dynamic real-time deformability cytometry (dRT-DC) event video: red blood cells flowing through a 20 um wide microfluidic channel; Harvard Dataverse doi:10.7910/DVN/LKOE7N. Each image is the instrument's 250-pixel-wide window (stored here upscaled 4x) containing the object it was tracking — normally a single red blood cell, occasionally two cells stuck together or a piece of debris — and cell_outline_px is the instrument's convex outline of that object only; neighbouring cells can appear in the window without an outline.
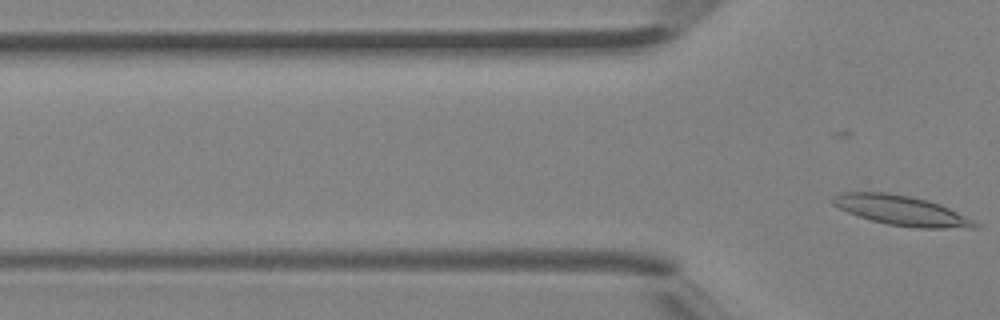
{"species": "Egyptian fruit bat (a non-hibernating species)", "species_latin": "Rousettus aegyptiacus", "temperature_condition": "room temperature", "stored_images_in_passage": 6, "segment_of_instrument_passage": [2, 2], "camera_frame_rate_fps": 3000, "um_per_image_px": 0.085, "animal": {"sex": "female"}, "frame": {"image": 1, "passage_image": 6, "time_ms": 1.667, "image_size_px": [1000, 320], "cell_outline_px": [[980, 228], [916, 228], [888, 224], [872, 220], [848, 212], [832, 204], [832, 196], [836, 192], [888, 192], [928, 200], [940, 204], [980, 224]], "centroid_in_image_um": [76.6, 17.88], "position_along_channel_um": 49.2, "area_um2": 24.57}}